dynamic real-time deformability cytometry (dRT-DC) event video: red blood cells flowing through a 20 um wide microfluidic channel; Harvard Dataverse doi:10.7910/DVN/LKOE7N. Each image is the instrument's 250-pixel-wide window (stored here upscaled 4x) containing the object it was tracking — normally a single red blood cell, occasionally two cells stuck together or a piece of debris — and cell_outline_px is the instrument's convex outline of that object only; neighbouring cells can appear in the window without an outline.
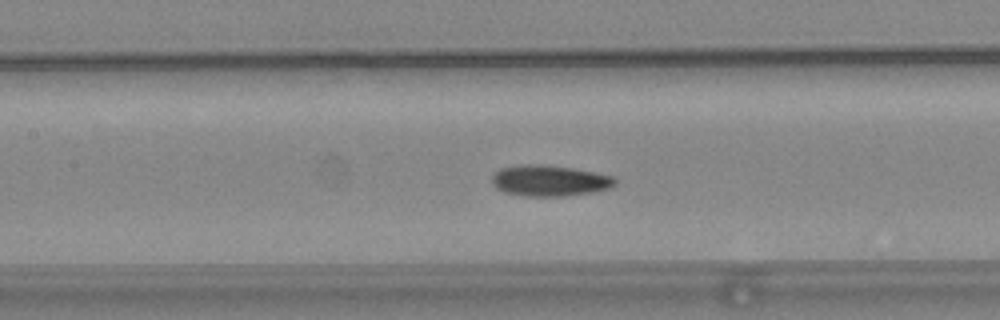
{"species": "common noctule bat (a hibernating species)", "species_latin": "Nyctalus noctula", "temperature_condition": "warm", "stored_images_in_passage": 55, "camera_frame_rate_fps": 3000, "um_per_image_px": 0.085, "animal": {"sex": "female", "body_mass_g": 24.6, "forearm_length_mm": 56.2}, "frame": {"image": 1, "passage_image": 25, "time_ms": 8.0, "image_size_px": [1000, 320], "cell_outline_px": [[616, 184], [608, 188], [592, 192], [564, 196], [528, 196], [504, 192], [496, 188], [492, 184], [492, 176], [500, 168], [524, 164], [544, 164], [572, 168], [612, 176], [616, 180]], "centroid_in_image_um": [46.68, 15.35], "position_along_channel_um": 160.7, "area_um2": 22.08}}
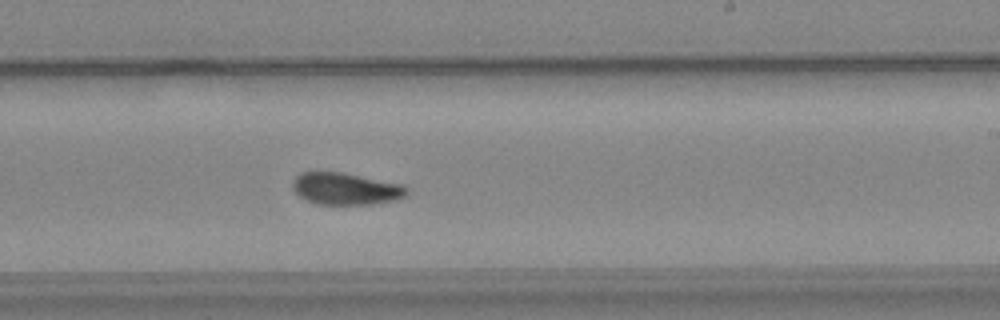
{"frame": {"image": 2, "passage_image": 33, "time_ms": 10.667, "image_size_px": [1000, 320], "cell_outline_px": [[408, 192], [404, 196], [396, 200], [372, 204], [316, 204], [300, 196], [292, 188], [292, 180], [300, 172], [344, 172], [400, 184], [408, 188]], "centroid_in_image_um": [29.37, 16.04], "position_along_channel_um": 259.6, "area_um2": 21.21}}
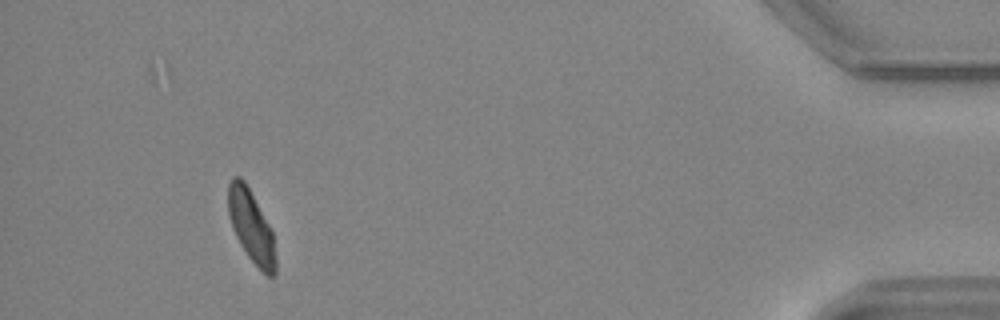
{"frame": {"image": 3, "passage_image": 51, "time_ms": 16.667, "image_size_px": [1000, 320], "cell_outline_px": [[276, 272], [272, 276], [268, 276], [248, 256], [240, 244], [232, 228], [228, 216], [228, 184], [232, 176], [240, 176], [244, 180], [272, 228], [276, 260]], "centroid_in_image_um": [21.34, 19.2], "position_along_channel_um": 413.9, "area_um2": 20.0}, "authors_computed_cell_mechanics": {"area_um2": 21.1548, "velocity_mm_per_s": 3.7247, "shape_relaxation_time_tau1_ms": 8.5856, "shape_relaxation_time_tau2_ms": 4.4876, "deformation_change_tau1": 0.1848, "deformation_change_tau2": 0.0791}}